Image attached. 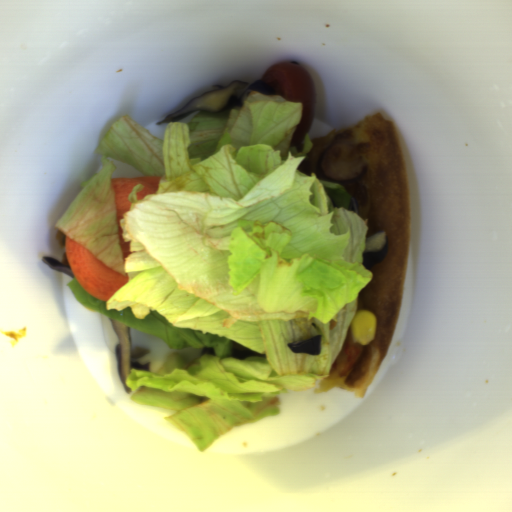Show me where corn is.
Here are the masks:
<instances>
[{
	"mask_svg": "<svg viewBox=\"0 0 512 512\" xmlns=\"http://www.w3.org/2000/svg\"><path fill=\"white\" fill-rule=\"evenodd\" d=\"M377 316L371 309H359L350 324V333L360 345L367 346L376 337Z\"/></svg>",
	"mask_w": 512,
	"mask_h": 512,
	"instance_id": "51d56268",
	"label": "corn"
}]
</instances>
